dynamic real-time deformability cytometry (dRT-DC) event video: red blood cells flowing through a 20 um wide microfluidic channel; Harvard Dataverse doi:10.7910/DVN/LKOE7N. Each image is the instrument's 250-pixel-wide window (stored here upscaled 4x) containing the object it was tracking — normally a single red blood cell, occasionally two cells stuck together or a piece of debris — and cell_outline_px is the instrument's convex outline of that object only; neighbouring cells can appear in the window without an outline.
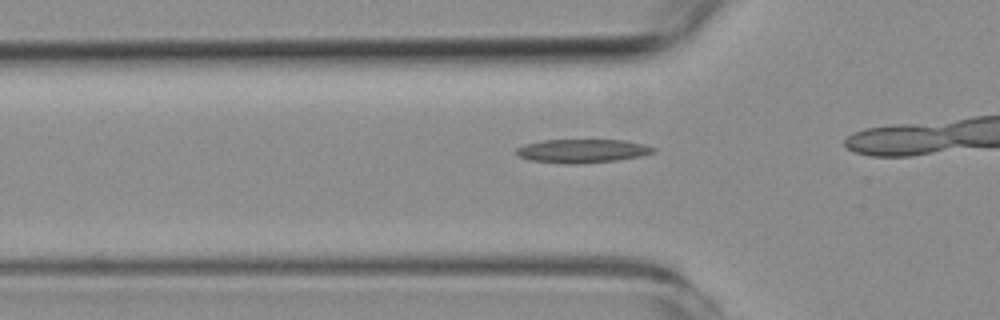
{"species": "common noctule bat (a hibernating species)", "species_latin": "Nyctalus noctula", "temperature_condition": "room temperature", "stored_images_in_passage": 4, "camera_frame_rate_fps": 3000, "um_per_image_px": 0.085, "animal": {"sex": "female", "body_mass_g": 19.3, "forearm_length_mm": 54.1}, "frame": {"image": 1, "passage_image": 4, "time_ms": 3.333, "image_size_px": [1000, 320], "cell_outline_px": [[656, 152], [640, 156], [616, 160], [580, 164], [568, 164], [528, 160], [516, 156], [516, 148], [524, 144], [544, 140], [624, 140], [644, 144], [656, 148]], "centroid_in_image_um": [49.47, 12.83], "position_along_channel_um": 76.3, "area_um2": 19.02}}